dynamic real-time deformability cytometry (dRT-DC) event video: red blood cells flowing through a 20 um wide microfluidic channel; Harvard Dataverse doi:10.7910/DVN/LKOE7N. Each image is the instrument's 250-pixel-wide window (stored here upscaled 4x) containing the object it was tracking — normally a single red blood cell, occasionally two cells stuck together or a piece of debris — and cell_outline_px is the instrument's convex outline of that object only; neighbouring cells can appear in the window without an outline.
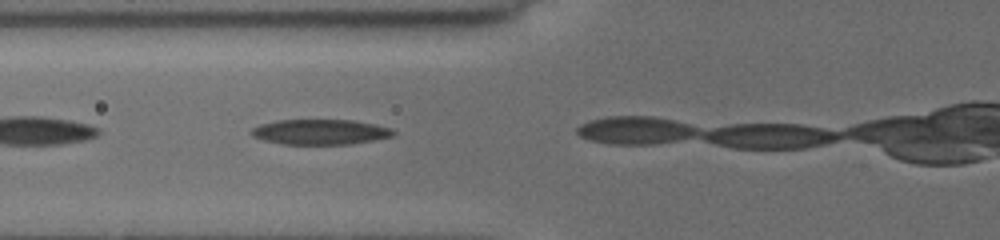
{"species": "common noctule bat (a hibernating species)", "species_latin": "Nyctalus noctula", "temperature_condition": "cold", "stored_images_in_passage": 3, "camera_frame_rate_fps": 3000, "um_per_image_px": 0.085, "animal": {"sex": "female", "body_mass_g": 19.5, "forearm_length_mm": 54.1}, "frame": {"image": 1, "passage_image": 2, "time_ms": 0.667, "image_size_px": [1000, 240], "cell_outline_px": [[396, 132], [392, 136], [352, 144], [284, 144], [264, 140], [252, 136], [252, 128], [260, 124], [276, 120], [352, 120], [392, 128]], "centroid_in_image_um": [27.21, 11.21], "position_along_channel_um": 98.6, "area_um2": 20.69}}